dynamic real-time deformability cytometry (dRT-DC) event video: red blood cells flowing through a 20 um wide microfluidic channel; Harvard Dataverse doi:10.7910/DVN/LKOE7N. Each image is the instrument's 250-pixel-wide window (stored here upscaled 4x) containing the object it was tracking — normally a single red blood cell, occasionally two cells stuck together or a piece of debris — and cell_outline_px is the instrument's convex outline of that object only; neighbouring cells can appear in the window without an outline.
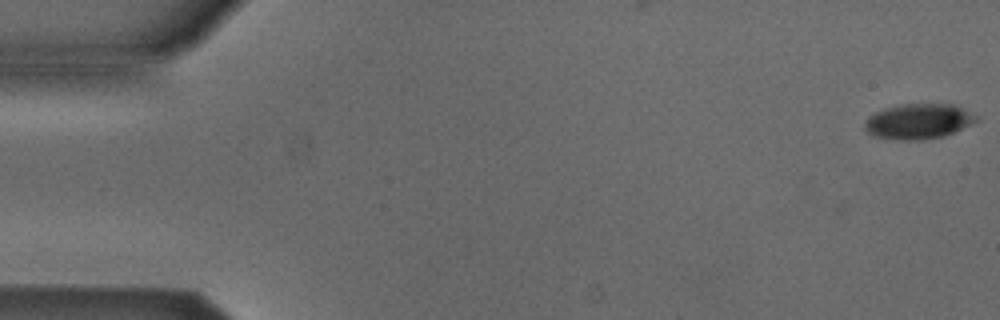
{"species": "Egyptian fruit bat (a non-hibernating species)", "species_latin": "Rousettus aegyptiacus", "temperature_condition": "cold", "stored_images_in_passage": 7, "camera_frame_rate_fps": 3000, "um_per_image_px": 0.085, "animal": {"sex": "male"}, "frame": {"image": 1, "passage_image": 2, "time_ms": 0.333, "image_size_px": [1000, 320], "cell_outline_px": [[980, 120], [944, 136], [920, 140], [900, 140], [876, 136], [868, 132], [864, 128], [864, 124], [868, 116], [884, 108], [900, 104], [956, 104], [976, 116]], "centroid_in_image_um": [78.07, 10.3], "position_along_channel_um": 6.9, "area_um2": 22.83}}
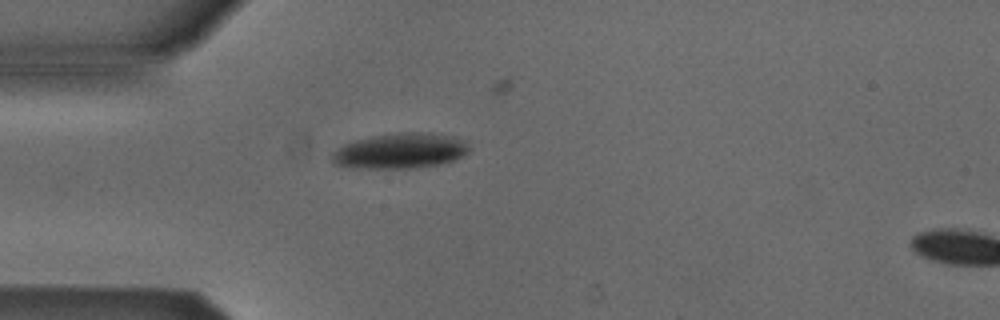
{"frame": {"image": 2, "passage_image": 6, "time_ms": 1.667, "image_size_px": [1000, 320], "cell_outline_px": [[468, 152], [452, 160], [440, 164], [412, 168], [348, 168], [332, 164], [332, 152], [344, 144], [356, 140], [372, 136], [400, 132], [428, 132], [452, 136], [464, 140], [468, 144]], "centroid_in_image_um": [33.98, 12.82], "position_along_channel_um": 51.0, "area_um2": 28.32}}